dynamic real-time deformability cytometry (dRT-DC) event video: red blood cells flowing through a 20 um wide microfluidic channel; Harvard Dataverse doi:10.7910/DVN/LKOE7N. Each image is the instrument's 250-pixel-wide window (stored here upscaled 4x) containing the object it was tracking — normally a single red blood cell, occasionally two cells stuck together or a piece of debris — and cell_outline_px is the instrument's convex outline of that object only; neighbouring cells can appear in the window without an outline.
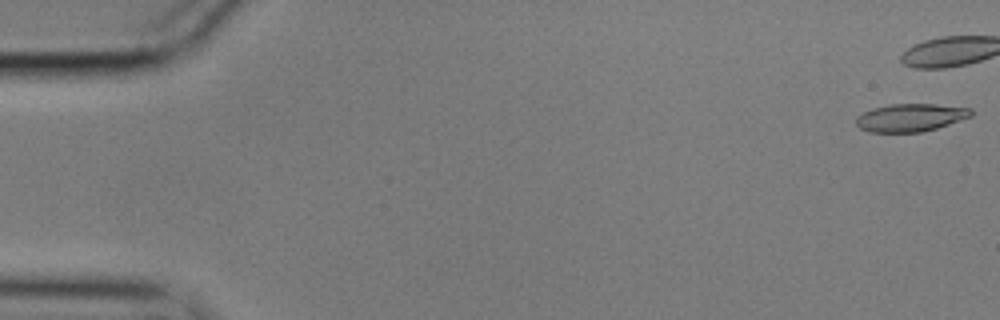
{"species": "common noctule bat (a hibernating species)", "species_latin": "Nyctalus noctula", "temperature_condition": "cold", "stored_images_in_passage": 44, "camera_frame_rate_fps": 3000, "um_per_image_px": 0.085, "animal": {"sex": "male", "body_mass_g": 17.9}, "frame": {"image": 1, "passage_image": 1, "time_ms": 0.0, "image_size_px": [1000, 320], "cell_outline_px": [[972, 116], [936, 128], [920, 132], [868, 132], [860, 128], [856, 124], [856, 116], [872, 108], [888, 104], [936, 104], [972, 108]], "centroid_in_image_um": [77.37, 9.99], "position_along_channel_um": 7.6, "area_um2": 18.67}}
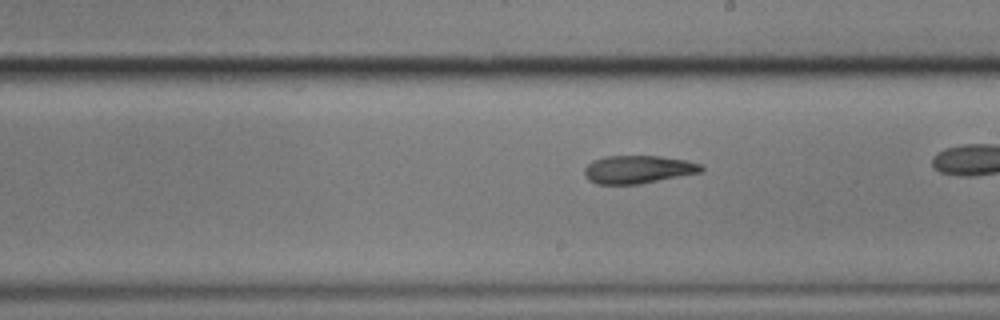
{"frame": {"image": 2, "passage_image": 32, "time_ms": 10.333, "image_size_px": [1000, 320], "cell_outline_px": [[704, 172], [640, 184], [596, 184], [588, 180], [584, 176], [584, 168], [592, 160], [604, 156], [660, 156], [688, 160], [700, 164], [704, 168]], "centroid_in_image_um": [54.24, 14.4], "position_along_channel_um": 234.8, "area_um2": 19.36}}